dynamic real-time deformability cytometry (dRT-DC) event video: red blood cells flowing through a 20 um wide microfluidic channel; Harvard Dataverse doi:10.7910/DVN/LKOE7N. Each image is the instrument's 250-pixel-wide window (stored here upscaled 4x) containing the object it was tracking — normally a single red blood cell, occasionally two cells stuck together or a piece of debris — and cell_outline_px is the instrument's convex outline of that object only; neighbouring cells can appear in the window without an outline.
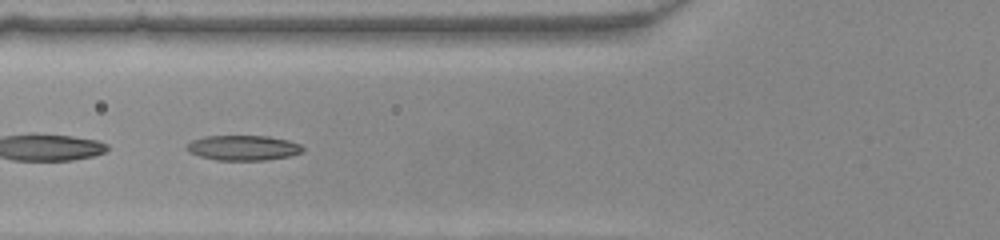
{"species": "common noctule bat (a hibernating species)", "species_latin": "Nyctalus noctula", "temperature_condition": "warm", "stored_images_in_passage": 36, "camera_frame_rate_fps": 3000, "um_per_image_px": 0.085, "animal": {"sex": "female", "body_mass_g": 22.0, "forearm_length_mm": 56.7}, "frame": {"image": 1, "passage_image": 6, "time_ms": 1.667, "image_size_px": [1000, 240], "cell_outline_px": [[304, 152], [292, 156], [264, 160], [216, 160], [200, 156], [188, 152], [184, 148], [192, 140], [204, 136], [268, 136], [288, 140], [300, 144], [304, 148]], "centroid_in_image_um": [20.68, 12.57], "position_along_channel_um": 105.1, "area_um2": 17.11}}
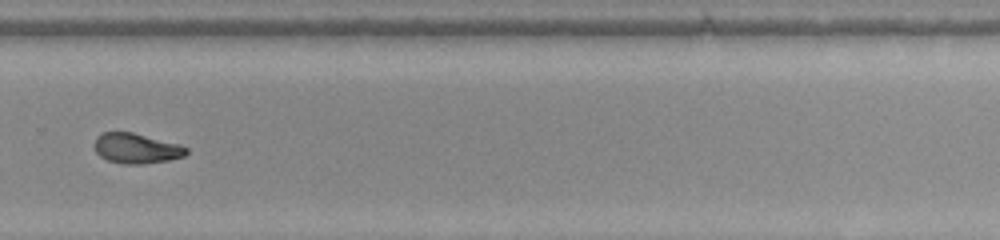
{"frame": {"image": 2, "passage_image": 21, "time_ms": 6.667, "image_size_px": [1000, 240], "cell_outline_px": [[188, 152], [184, 156], [168, 160], [144, 164], [124, 164], [108, 160], [100, 156], [96, 152], [92, 144], [96, 136], [104, 132], [132, 132], [180, 144], [188, 148]], "centroid_in_image_um": [11.57, 12.6], "position_along_channel_um": 318.2, "area_um2": 16.3}}
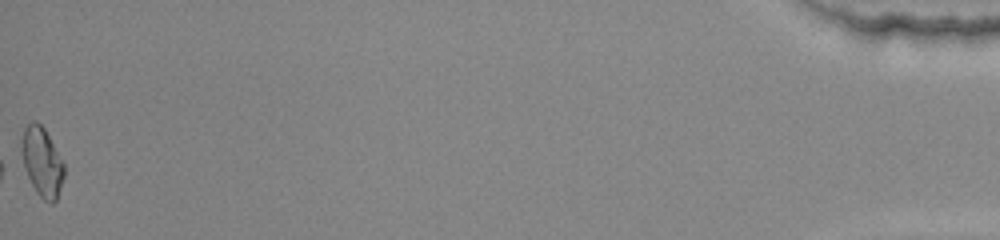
{"frame": {"image": 3, "passage_image": 36, "time_ms": 11.667, "image_size_px": [1000, 240], "cell_outline_px": [[64, 176], [56, 200], [52, 204], [44, 200], [36, 192], [28, 176], [20, 152], [20, 148], [24, 128], [32, 120], [36, 120], [44, 128], [64, 164]], "centroid_in_image_um": [3.56, 13.75], "position_along_channel_um": 431.6, "area_um2": 16.94}}